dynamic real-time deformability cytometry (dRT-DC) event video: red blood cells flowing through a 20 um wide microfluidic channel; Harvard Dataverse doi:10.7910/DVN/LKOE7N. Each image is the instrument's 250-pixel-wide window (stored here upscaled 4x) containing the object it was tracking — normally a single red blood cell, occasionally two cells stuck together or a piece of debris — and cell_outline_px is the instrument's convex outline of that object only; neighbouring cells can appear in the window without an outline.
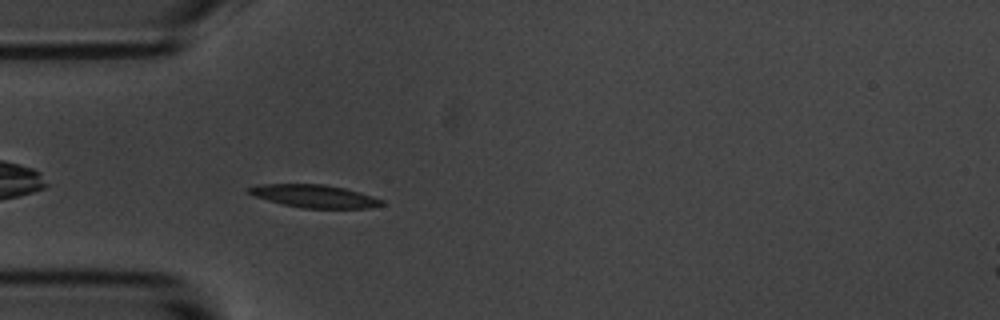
{"species": "common noctule bat (a hibernating species)", "species_latin": "Nyctalus noctula", "temperature_condition": "room temperature", "stored_images_in_passage": 43, "camera_frame_rate_fps": 3000, "um_per_image_px": 0.085, "animal": {"sex": "male", "body_mass_g": 20.1, "forearm_length_mm": 53.5}, "frame": {"image": 1, "passage_image": 3, "time_ms": 0.667, "image_size_px": [1000, 320], "cell_outline_px": [[384, 204], [368, 208], [300, 208], [268, 200], [256, 196], [248, 192], [244, 188], [260, 184], [324, 184], [344, 188], [372, 196], [384, 200]], "centroid_in_image_um": [26.71, 16.67], "position_along_channel_um": 58.3, "area_um2": 17.57}}
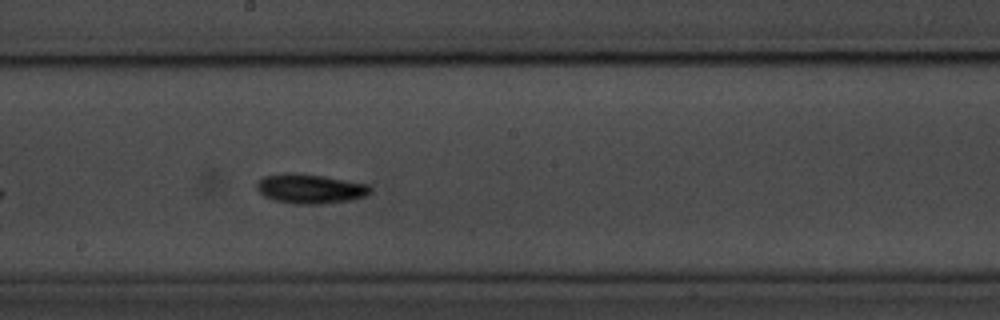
{"frame": {"image": 2, "passage_image": 17, "time_ms": 5.333, "image_size_px": [1000, 320], "cell_outline_px": [[372, 192], [368, 196], [348, 200], [320, 204], [292, 204], [276, 200], [264, 196], [256, 188], [256, 184], [264, 176], [284, 172], [288, 172], [324, 176], [368, 184], [372, 188]], "centroid_in_image_um": [26.38, 16.04], "position_along_channel_um": 221.8, "area_um2": 19.59}}
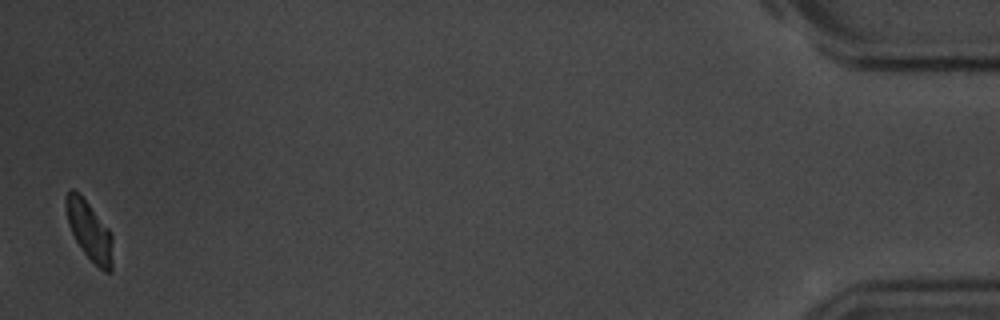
{"frame": {"image": 3, "passage_image": 42, "time_ms": 13.667, "image_size_px": [1000, 320], "cell_outline_px": [[112, 272], [104, 272], [80, 248], [68, 224], [64, 204], [64, 200], [68, 188], [72, 188], [80, 192], [112, 232]], "centroid_in_image_um": [7.58, 19.54], "position_along_channel_um": 427.6, "area_um2": 16.42}, "authors_computed_cell_mechanics": {"area_um2": 17.5712, "velocity_mm_per_s": 3.5732, "shape_relaxation_time_tau1_ms": 2.7896, "shape_relaxation_time_tau2_ms": null, "deformation_change_tau1": 0.0954, "deformation_change_tau2": null}}